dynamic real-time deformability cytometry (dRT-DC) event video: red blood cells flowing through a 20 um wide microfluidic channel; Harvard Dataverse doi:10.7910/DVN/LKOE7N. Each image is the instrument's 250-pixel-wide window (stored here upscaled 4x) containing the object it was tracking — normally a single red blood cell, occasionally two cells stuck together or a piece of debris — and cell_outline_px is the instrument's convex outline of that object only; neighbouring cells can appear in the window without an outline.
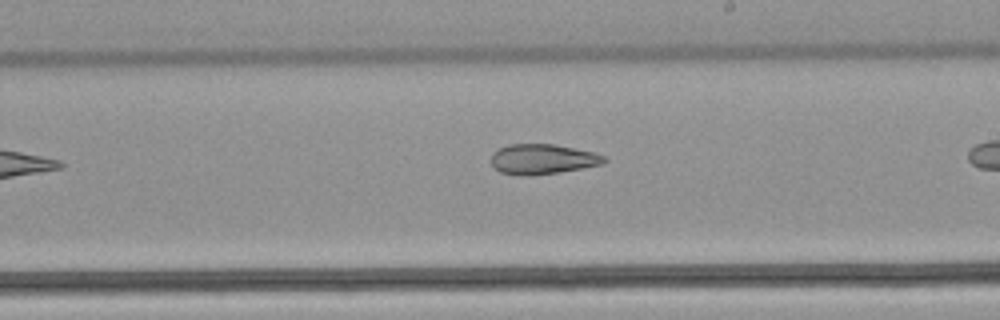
{"species": "common noctule bat (a hibernating species)", "species_latin": "Nyctalus noctula", "temperature_condition": "warm", "stored_images_in_passage": 18, "camera_frame_rate_fps": 3000, "um_per_image_px": 0.085, "animal": {"sex": "male", "body_mass_g": 21.5, "forearm_length_mm": 52.0}, "frame": {"image": 1, "passage_image": 13, "time_ms": 4.0, "image_size_px": [1000, 320], "cell_outline_px": [[608, 160], [604, 164], [584, 168], [560, 172], [528, 176], [520, 176], [500, 172], [492, 164], [492, 152], [508, 144], [552, 144], [596, 152], [604, 156]], "centroid_in_image_um": [46.15, 13.53], "position_along_channel_um": 242.8, "area_um2": 20.0}}
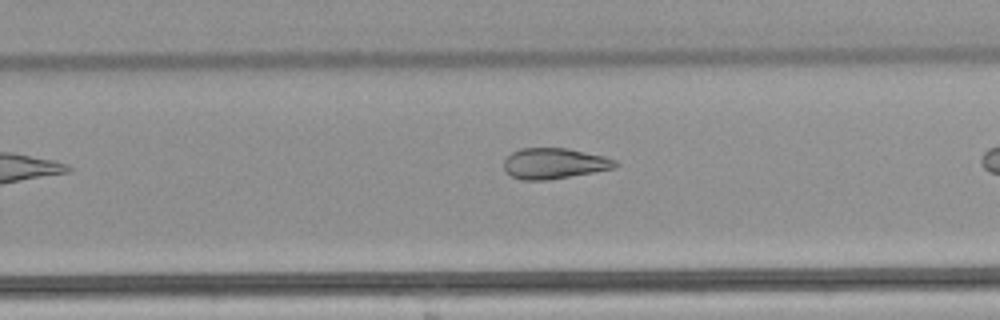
{"frame": {"image": 2, "passage_image": 16, "time_ms": 5.0, "image_size_px": [1000, 320], "cell_outline_px": [[620, 164], [616, 168], [548, 180], [520, 180], [512, 176], [504, 168], [504, 160], [512, 152], [520, 148], [568, 148], [604, 156], [616, 160]], "centroid_in_image_um": [47.13, 13.89], "position_along_channel_um": 282.7, "area_um2": 20.0}}